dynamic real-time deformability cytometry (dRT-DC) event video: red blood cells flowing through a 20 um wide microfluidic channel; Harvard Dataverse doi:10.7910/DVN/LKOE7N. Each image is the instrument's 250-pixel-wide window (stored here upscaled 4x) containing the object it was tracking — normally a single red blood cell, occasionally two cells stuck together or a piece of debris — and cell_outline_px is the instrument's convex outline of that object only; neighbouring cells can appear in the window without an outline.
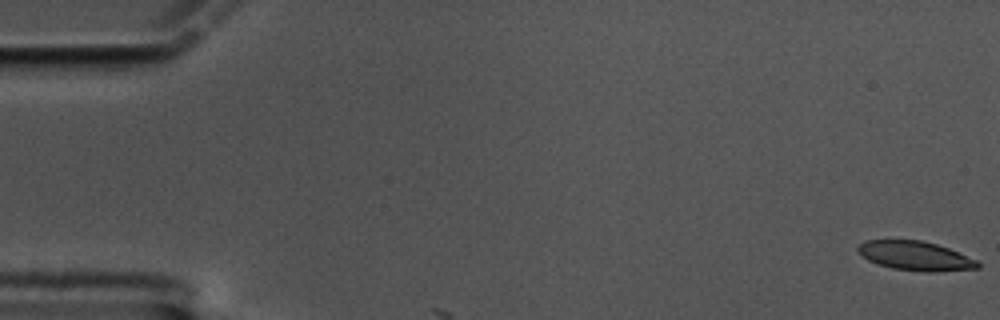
{"species": "common noctule bat (a hibernating species)", "species_latin": "Nyctalus noctula", "temperature_condition": "cold", "stored_images_in_passage": 4, "camera_frame_rate_fps": 3000, "um_per_image_px": 0.085, "animal": {"sex": "male", "body_mass_g": 17.5, "forearm_length_mm": 52.3}, "frame": {"image": 1, "passage_image": 1, "time_ms": 0.0, "image_size_px": [1000, 320], "cell_outline_px": [[980, 268], [932, 272], [928, 272], [892, 268], [868, 260], [856, 248], [864, 240], [920, 240], [936, 244], [948, 248], [976, 260], [980, 264]], "centroid_in_image_um": [77.81, 21.74], "position_along_channel_um": 7.2, "area_um2": 20.06}}